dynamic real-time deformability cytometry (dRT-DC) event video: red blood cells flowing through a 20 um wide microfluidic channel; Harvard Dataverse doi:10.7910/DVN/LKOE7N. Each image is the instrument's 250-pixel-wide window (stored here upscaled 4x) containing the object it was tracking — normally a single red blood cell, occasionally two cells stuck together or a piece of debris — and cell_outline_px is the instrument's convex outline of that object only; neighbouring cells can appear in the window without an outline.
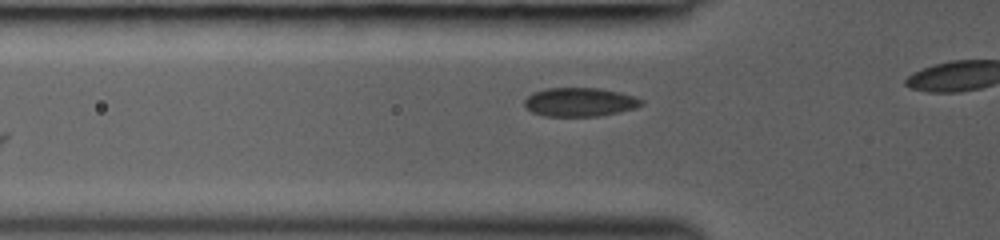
{"species": "common noctule bat (a hibernating species)", "species_latin": "Nyctalus noctula", "temperature_condition": "room temperature", "stored_images_in_passage": 6, "camera_frame_rate_fps": 3000, "um_per_image_px": 0.085, "animal": {"sex": "female", "body_mass_g": 19.0, "forearm_length_mm": 53.3}, "frame": {"image": 1, "passage_image": 3, "time_ms": 0.667, "image_size_px": [1000, 240], "cell_outline_px": [[644, 104], [636, 108], [600, 116], [544, 116], [532, 112], [524, 104], [524, 100], [532, 92], [548, 88], [596, 88], [620, 92], [644, 100]], "centroid_in_image_um": [49.29, 8.68], "position_along_channel_um": 76.5, "area_um2": 19.59}}